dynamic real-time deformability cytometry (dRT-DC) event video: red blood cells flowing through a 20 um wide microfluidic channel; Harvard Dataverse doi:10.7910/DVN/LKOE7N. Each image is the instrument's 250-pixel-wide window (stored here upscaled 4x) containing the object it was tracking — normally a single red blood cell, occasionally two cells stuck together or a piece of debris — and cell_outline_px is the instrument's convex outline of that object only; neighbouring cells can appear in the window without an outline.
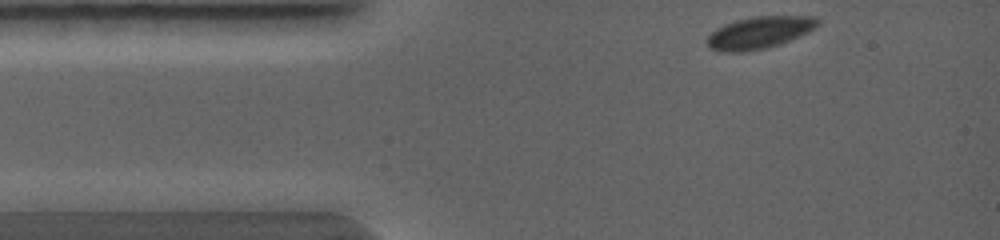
{"species": "common noctule bat (a hibernating species)", "species_latin": "Nyctalus noctula", "temperature_condition": "warm", "stored_images_in_passage": 2, "camera_frame_rate_fps": 5000, "um_per_image_px": 0.085, "animal": {"sex": "female", "body_mass_g": 19.0, "forearm_length_mm": 56.7}, "frame": {"image": 1, "passage_image": 1, "time_ms": 0.0, "image_size_px": [1000, 240], "cell_outline_px": [[820, 24], [808, 32], [780, 44], [764, 48], [740, 52], [716, 52], [708, 48], [708, 36], [716, 28], [724, 24], [736, 20], [752, 16], [816, 16], [820, 20]], "centroid_in_image_um": [64.54, 2.76], "position_along_channel_um": 20.5, "area_um2": 20.75}}